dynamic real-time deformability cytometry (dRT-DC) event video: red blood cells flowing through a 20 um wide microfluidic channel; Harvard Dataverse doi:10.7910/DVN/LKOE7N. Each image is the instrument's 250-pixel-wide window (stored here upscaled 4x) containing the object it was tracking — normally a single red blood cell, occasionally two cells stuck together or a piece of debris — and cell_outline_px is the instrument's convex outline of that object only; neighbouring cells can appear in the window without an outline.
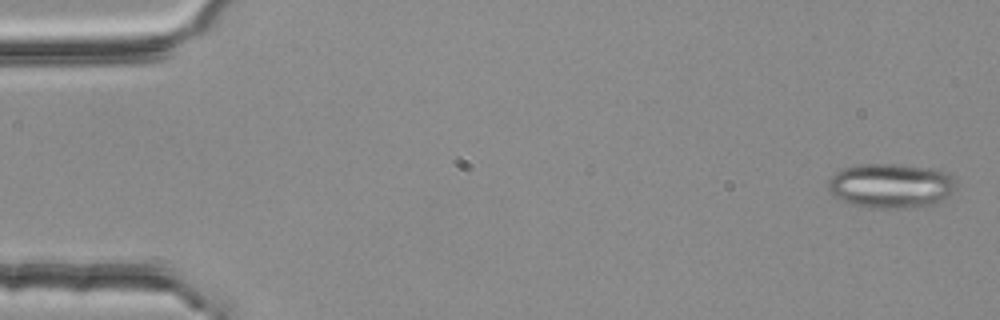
{"species": "common noctule bat (a hibernating species)", "species_latin": "Nyctalus noctula", "temperature_condition": "room temperature", "stored_images_in_passage": 4, "camera_frame_rate_fps": 3000, "um_per_image_px": 0.085, "animal": {"sex": "female", "body_mass_g": 25.1}, "frame": {"image": 1, "passage_image": 1, "time_ms": 0.0, "image_size_px": [1000, 320], "cell_outline_px": [[956, 188], [948, 196], [936, 204], [916, 208], [868, 208], [852, 204], [840, 200], [828, 188], [828, 180], [836, 172], [844, 168], [860, 164], [896, 164], [932, 168], [948, 172], [956, 180]], "centroid_in_image_um": [75.77, 15.79], "position_along_channel_um": 9.2, "area_um2": 33.64}}